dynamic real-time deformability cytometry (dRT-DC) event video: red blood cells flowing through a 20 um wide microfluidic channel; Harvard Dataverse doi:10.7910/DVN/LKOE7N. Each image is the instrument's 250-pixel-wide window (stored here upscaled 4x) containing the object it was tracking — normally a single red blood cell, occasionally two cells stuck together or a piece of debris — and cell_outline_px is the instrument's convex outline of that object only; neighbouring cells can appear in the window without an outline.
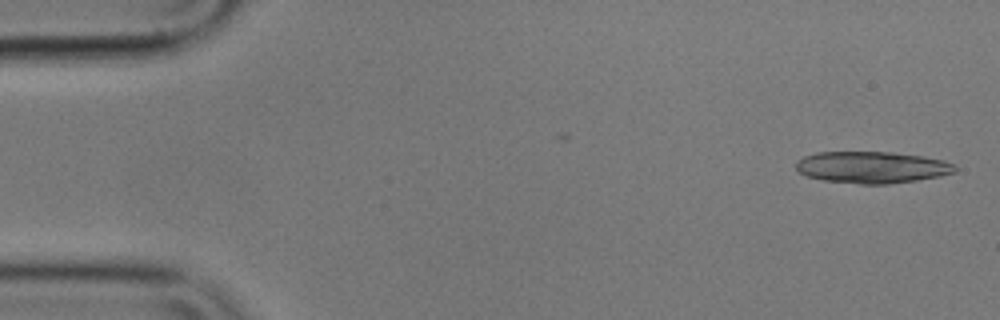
{"species": "common noctule bat (a hibernating species)", "species_latin": "Nyctalus noctula", "temperature_condition": "cold", "stored_images_in_passage": 26, "camera_frame_rate_fps": 3000, "um_per_image_px": 0.085, "animal": {"sex": "male", "body_mass_g": 17.9}, "frame": {"image": 1, "passage_image": 1, "time_ms": 0.0, "image_size_px": [1000, 320], "cell_outline_px": [[956, 172], [940, 176], [916, 180], [888, 184], [860, 184], [824, 180], [808, 176], [800, 172], [796, 168], [796, 160], [804, 156], [816, 152], [892, 152], [924, 156], [944, 160], [952, 164], [956, 168]], "centroid_in_image_um": [74.12, 14.21], "position_along_channel_um": 10.9, "area_um2": 29.36}}
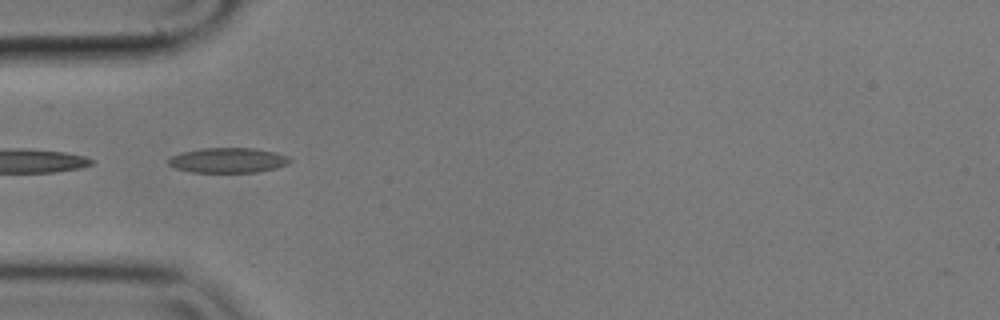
{"frame": {"image": 2, "passage_image": 16, "time_ms": 5.0, "image_size_px": [1000, 320], "cell_outline_px": [[292, 160], [288, 164], [276, 168], [256, 172], [192, 172], [176, 168], [168, 164], [168, 160], [172, 156], [184, 152], [204, 148], [256, 148], [276, 152], [288, 156]], "centroid_in_image_um": [19.43, 13.62], "position_along_channel_um": 65.6, "area_um2": 17.63}}